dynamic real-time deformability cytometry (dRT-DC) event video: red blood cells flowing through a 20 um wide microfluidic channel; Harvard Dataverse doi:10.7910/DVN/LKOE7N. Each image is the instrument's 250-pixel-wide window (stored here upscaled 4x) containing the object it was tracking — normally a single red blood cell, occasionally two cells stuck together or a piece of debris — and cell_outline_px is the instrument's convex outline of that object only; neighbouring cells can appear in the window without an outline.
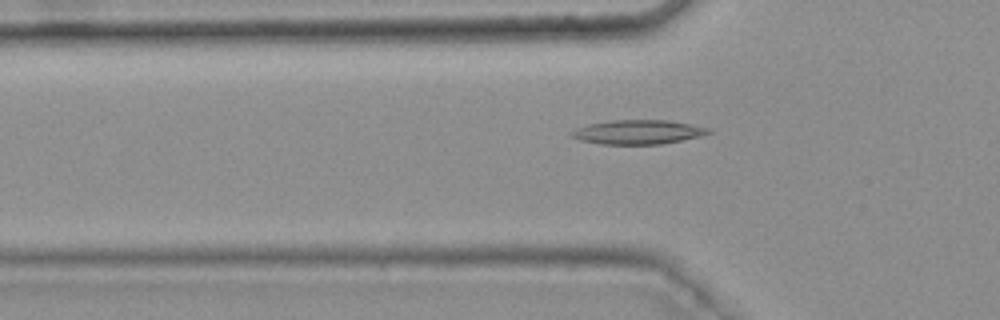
{"species": "common noctule bat (a hibernating species)", "species_latin": "Nyctalus noctula", "temperature_condition": "warm", "stored_images_in_passage": 49, "camera_frame_rate_fps": 3000, "um_per_image_px": 0.085, "animal": {"sex": "female", "body_mass_g": 25.1}, "frame": {"image": 1, "passage_image": 18, "time_ms": 5.667, "image_size_px": [1000, 320], "cell_outline_px": [[712, 132], [700, 136], [660, 144], [600, 144], [580, 140], [568, 136], [568, 132], [576, 128], [588, 124], [608, 120], [668, 120], [712, 128]], "centroid_in_image_um": [54.18, 11.22], "position_along_channel_um": 71.6, "area_um2": 19.48}}
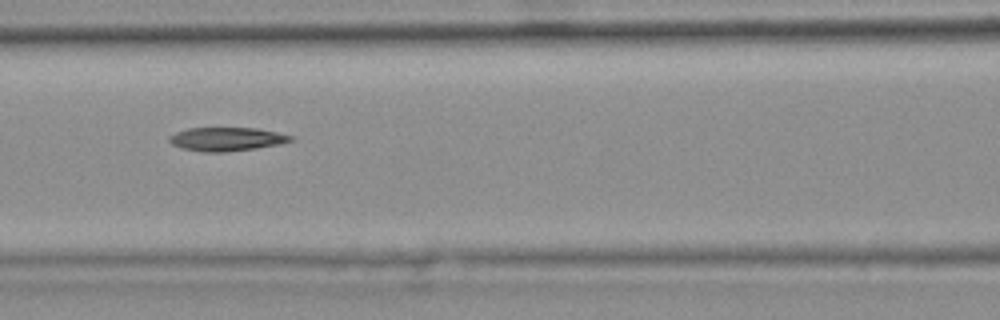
{"frame": {"image": 2, "passage_image": 24, "time_ms": 7.667, "image_size_px": [1000, 320], "cell_outline_px": [[296, 140], [280, 144], [256, 148], [224, 152], [204, 152], [180, 148], [172, 144], [168, 140], [168, 136], [176, 132], [188, 128], [256, 128], [296, 136]], "centroid_in_image_um": [19.29, 11.82], "position_along_channel_um": 147.3, "area_um2": 16.88}}
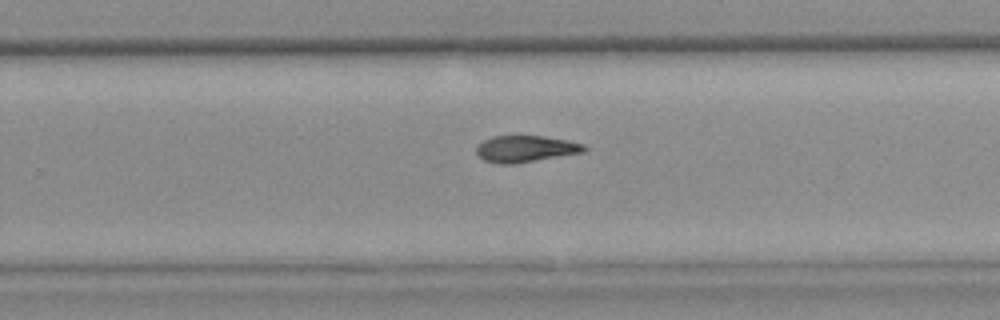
{"frame": {"image": 3, "passage_image": 35, "time_ms": 11.333, "image_size_px": [1000, 320], "cell_outline_px": [[588, 148], [584, 152], [516, 164], [496, 164], [484, 160], [476, 152], [476, 144], [492, 136], [544, 136], [568, 140], [584, 144]], "centroid_in_image_um": [44.67, 12.65], "position_along_channel_um": 285.1, "area_um2": 16.88}, "authors_computed_cell_mechanics": {"area_um2": 17.4556, "velocity_mm_per_s": 3.7683, "shape_relaxation_time_tau1_ms": null, "shape_relaxation_time_tau2_ms": 11.162, "deformation_change_tau1": null, "deformation_change_tau2": 0.2247}}